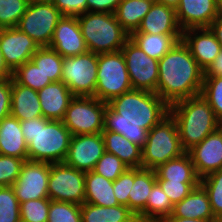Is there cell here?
Returning a JSON list of instances; mask_svg holds the SVG:
<instances>
[{"mask_svg":"<svg viewBox=\"0 0 222 222\" xmlns=\"http://www.w3.org/2000/svg\"><path fill=\"white\" fill-rule=\"evenodd\" d=\"M208 28L215 35L222 48V17H217Z\"/></svg>","mask_w":222,"mask_h":222,"instance_id":"681fc988","label":"cell"},{"mask_svg":"<svg viewBox=\"0 0 222 222\" xmlns=\"http://www.w3.org/2000/svg\"><path fill=\"white\" fill-rule=\"evenodd\" d=\"M175 11L182 31L189 28H208L218 17L216 0H180Z\"/></svg>","mask_w":222,"mask_h":222,"instance_id":"ac0fdd59","label":"cell"},{"mask_svg":"<svg viewBox=\"0 0 222 222\" xmlns=\"http://www.w3.org/2000/svg\"><path fill=\"white\" fill-rule=\"evenodd\" d=\"M30 0H0V29L16 27Z\"/></svg>","mask_w":222,"mask_h":222,"instance_id":"8d00e7d4","label":"cell"},{"mask_svg":"<svg viewBox=\"0 0 222 222\" xmlns=\"http://www.w3.org/2000/svg\"><path fill=\"white\" fill-rule=\"evenodd\" d=\"M133 222H162V221H158V220H144V219L136 218Z\"/></svg>","mask_w":222,"mask_h":222,"instance_id":"9f6ffc18","label":"cell"},{"mask_svg":"<svg viewBox=\"0 0 222 222\" xmlns=\"http://www.w3.org/2000/svg\"><path fill=\"white\" fill-rule=\"evenodd\" d=\"M62 16H79L87 12V0H56L54 4Z\"/></svg>","mask_w":222,"mask_h":222,"instance_id":"f6af8a7d","label":"cell"},{"mask_svg":"<svg viewBox=\"0 0 222 222\" xmlns=\"http://www.w3.org/2000/svg\"><path fill=\"white\" fill-rule=\"evenodd\" d=\"M201 95L207 100L215 117L222 123V77L204 76Z\"/></svg>","mask_w":222,"mask_h":222,"instance_id":"d590c367","label":"cell"},{"mask_svg":"<svg viewBox=\"0 0 222 222\" xmlns=\"http://www.w3.org/2000/svg\"><path fill=\"white\" fill-rule=\"evenodd\" d=\"M153 2V0H122L114 13L115 17L130 35L139 28Z\"/></svg>","mask_w":222,"mask_h":222,"instance_id":"4dcf8cb0","label":"cell"},{"mask_svg":"<svg viewBox=\"0 0 222 222\" xmlns=\"http://www.w3.org/2000/svg\"><path fill=\"white\" fill-rule=\"evenodd\" d=\"M105 152L102 133L72 135L64 163L77 170L92 171Z\"/></svg>","mask_w":222,"mask_h":222,"instance_id":"5bb4252c","label":"cell"},{"mask_svg":"<svg viewBox=\"0 0 222 222\" xmlns=\"http://www.w3.org/2000/svg\"><path fill=\"white\" fill-rule=\"evenodd\" d=\"M183 153L177 122L169 113L148 131L142 148L141 168L155 170Z\"/></svg>","mask_w":222,"mask_h":222,"instance_id":"8992f818","label":"cell"},{"mask_svg":"<svg viewBox=\"0 0 222 222\" xmlns=\"http://www.w3.org/2000/svg\"><path fill=\"white\" fill-rule=\"evenodd\" d=\"M217 16L222 17V0H216Z\"/></svg>","mask_w":222,"mask_h":222,"instance_id":"db71d44e","label":"cell"},{"mask_svg":"<svg viewBox=\"0 0 222 222\" xmlns=\"http://www.w3.org/2000/svg\"><path fill=\"white\" fill-rule=\"evenodd\" d=\"M47 222H82L81 205L50 200Z\"/></svg>","mask_w":222,"mask_h":222,"instance_id":"f35d334b","label":"cell"},{"mask_svg":"<svg viewBox=\"0 0 222 222\" xmlns=\"http://www.w3.org/2000/svg\"><path fill=\"white\" fill-rule=\"evenodd\" d=\"M156 183L155 170L131 168V190L129 192L128 208L137 218L147 220L148 195Z\"/></svg>","mask_w":222,"mask_h":222,"instance_id":"ffe728a7","label":"cell"},{"mask_svg":"<svg viewBox=\"0 0 222 222\" xmlns=\"http://www.w3.org/2000/svg\"><path fill=\"white\" fill-rule=\"evenodd\" d=\"M147 220L164 221L172 214L173 205L170 198L163 189L156 183L148 195Z\"/></svg>","mask_w":222,"mask_h":222,"instance_id":"836d02e7","label":"cell"},{"mask_svg":"<svg viewBox=\"0 0 222 222\" xmlns=\"http://www.w3.org/2000/svg\"><path fill=\"white\" fill-rule=\"evenodd\" d=\"M130 39L149 57L160 60L177 42L182 34H147L133 32Z\"/></svg>","mask_w":222,"mask_h":222,"instance_id":"83f0119b","label":"cell"},{"mask_svg":"<svg viewBox=\"0 0 222 222\" xmlns=\"http://www.w3.org/2000/svg\"><path fill=\"white\" fill-rule=\"evenodd\" d=\"M77 19L88 51L95 54L121 51L130 39L113 13L85 12Z\"/></svg>","mask_w":222,"mask_h":222,"instance_id":"5b68a950","label":"cell"},{"mask_svg":"<svg viewBox=\"0 0 222 222\" xmlns=\"http://www.w3.org/2000/svg\"><path fill=\"white\" fill-rule=\"evenodd\" d=\"M131 190V168L125 170L119 178L113 181V192L119 203L128 207L129 192Z\"/></svg>","mask_w":222,"mask_h":222,"instance_id":"ee69618b","label":"cell"},{"mask_svg":"<svg viewBox=\"0 0 222 222\" xmlns=\"http://www.w3.org/2000/svg\"><path fill=\"white\" fill-rule=\"evenodd\" d=\"M134 90L157 91L158 60L149 57L131 39L121 49Z\"/></svg>","mask_w":222,"mask_h":222,"instance_id":"7c38bea8","label":"cell"},{"mask_svg":"<svg viewBox=\"0 0 222 222\" xmlns=\"http://www.w3.org/2000/svg\"><path fill=\"white\" fill-rule=\"evenodd\" d=\"M11 115L19 121L43 117L37 91L12 79Z\"/></svg>","mask_w":222,"mask_h":222,"instance_id":"d4e9b609","label":"cell"},{"mask_svg":"<svg viewBox=\"0 0 222 222\" xmlns=\"http://www.w3.org/2000/svg\"><path fill=\"white\" fill-rule=\"evenodd\" d=\"M105 151L116 155L128 168H141L142 148L125 138V136L102 131Z\"/></svg>","mask_w":222,"mask_h":222,"instance_id":"484cf974","label":"cell"},{"mask_svg":"<svg viewBox=\"0 0 222 222\" xmlns=\"http://www.w3.org/2000/svg\"><path fill=\"white\" fill-rule=\"evenodd\" d=\"M85 203L103 207L119 205L113 192V181L93 171L85 172Z\"/></svg>","mask_w":222,"mask_h":222,"instance_id":"4316f807","label":"cell"},{"mask_svg":"<svg viewBox=\"0 0 222 222\" xmlns=\"http://www.w3.org/2000/svg\"><path fill=\"white\" fill-rule=\"evenodd\" d=\"M62 14L55 5L30 0L26 12L16 26L28 34L39 47L49 46Z\"/></svg>","mask_w":222,"mask_h":222,"instance_id":"8fae6325","label":"cell"},{"mask_svg":"<svg viewBox=\"0 0 222 222\" xmlns=\"http://www.w3.org/2000/svg\"><path fill=\"white\" fill-rule=\"evenodd\" d=\"M200 185L208 194L214 217L222 222V169L201 178Z\"/></svg>","mask_w":222,"mask_h":222,"instance_id":"e575fe53","label":"cell"},{"mask_svg":"<svg viewBox=\"0 0 222 222\" xmlns=\"http://www.w3.org/2000/svg\"><path fill=\"white\" fill-rule=\"evenodd\" d=\"M12 77H6L0 82V121L11 115Z\"/></svg>","mask_w":222,"mask_h":222,"instance_id":"bcb514c9","label":"cell"},{"mask_svg":"<svg viewBox=\"0 0 222 222\" xmlns=\"http://www.w3.org/2000/svg\"><path fill=\"white\" fill-rule=\"evenodd\" d=\"M51 163L26 160L12 185L20 203L48 197V181Z\"/></svg>","mask_w":222,"mask_h":222,"instance_id":"4fadbf2b","label":"cell"},{"mask_svg":"<svg viewBox=\"0 0 222 222\" xmlns=\"http://www.w3.org/2000/svg\"><path fill=\"white\" fill-rule=\"evenodd\" d=\"M165 194L170 198L172 205L182 201L200 182H175L169 180H156Z\"/></svg>","mask_w":222,"mask_h":222,"instance_id":"7bdbcfd3","label":"cell"},{"mask_svg":"<svg viewBox=\"0 0 222 222\" xmlns=\"http://www.w3.org/2000/svg\"><path fill=\"white\" fill-rule=\"evenodd\" d=\"M25 161L22 158L0 155V187L14 184Z\"/></svg>","mask_w":222,"mask_h":222,"instance_id":"b9f144b4","label":"cell"},{"mask_svg":"<svg viewBox=\"0 0 222 222\" xmlns=\"http://www.w3.org/2000/svg\"><path fill=\"white\" fill-rule=\"evenodd\" d=\"M156 94L168 105L201 93L204 70L181 40L158 61Z\"/></svg>","mask_w":222,"mask_h":222,"instance_id":"7a4b0ae2","label":"cell"},{"mask_svg":"<svg viewBox=\"0 0 222 222\" xmlns=\"http://www.w3.org/2000/svg\"><path fill=\"white\" fill-rule=\"evenodd\" d=\"M49 198L29 200L20 203V217L22 222H47L49 213Z\"/></svg>","mask_w":222,"mask_h":222,"instance_id":"ab89813d","label":"cell"},{"mask_svg":"<svg viewBox=\"0 0 222 222\" xmlns=\"http://www.w3.org/2000/svg\"><path fill=\"white\" fill-rule=\"evenodd\" d=\"M122 0H87V12L115 13Z\"/></svg>","mask_w":222,"mask_h":222,"instance_id":"7dc6e473","label":"cell"},{"mask_svg":"<svg viewBox=\"0 0 222 222\" xmlns=\"http://www.w3.org/2000/svg\"><path fill=\"white\" fill-rule=\"evenodd\" d=\"M31 61L42 71L46 78L58 82L62 76L63 57L54 49L39 47Z\"/></svg>","mask_w":222,"mask_h":222,"instance_id":"1f68e13d","label":"cell"},{"mask_svg":"<svg viewBox=\"0 0 222 222\" xmlns=\"http://www.w3.org/2000/svg\"><path fill=\"white\" fill-rule=\"evenodd\" d=\"M156 180H169L175 182H200L188 152L168 160L155 169Z\"/></svg>","mask_w":222,"mask_h":222,"instance_id":"f1b7e54d","label":"cell"},{"mask_svg":"<svg viewBox=\"0 0 222 222\" xmlns=\"http://www.w3.org/2000/svg\"><path fill=\"white\" fill-rule=\"evenodd\" d=\"M128 167L116 155L105 152L93 168V172L115 181Z\"/></svg>","mask_w":222,"mask_h":222,"instance_id":"60d3db41","label":"cell"},{"mask_svg":"<svg viewBox=\"0 0 222 222\" xmlns=\"http://www.w3.org/2000/svg\"><path fill=\"white\" fill-rule=\"evenodd\" d=\"M48 47L54 49L62 57L88 52L77 17L62 16L59 19Z\"/></svg>","mask_w":222,"mask_h":222,"instance_id":"e0dca14e","label":"cell"},{"mask_svg":"<svg viewBox=\"0 0 222 222\" xmlns=\"http://www.w3.org/2000/svg\"><path fill=\"white\" fill-rule=\"evenodd\" d=\"M48 197L54 201L82 205L85 202V172L64 162L51 163Z\"/></svg>","mask_w":222,"mask_h":222,"instance_id":"30bf717a","label":"cell"},{"mask_svg":"<svg viewBox=\"0 0 222 222\" xmlns=\"http://www.w3.org/2000/svg\"><path fill=\"white\" fill-rule=\"evenodd\" d=\"M6 77L0 72V82H2Z\"/></svg>","mask_w":222,"mask_h":222,"instance_id":"6f0895ef","label":"cell"},{"mask_svg":"<svg viewBox=\"0 0 222 222\" xmlns=\"http://www.w3.org/2000/svg\"><path fill=\"white\" fill-rule=\"evenodd\" d=\"M134 32L147 34H182L176 19L174 8L161 3H155L142 19L139 28Z\"/></svg>","mask_w":222,"mask_h":222,"instance_id":"7402d4cb","label":"cell"},{"mask_svg":"<svg viewBox=\"0 0 222 222\" xmlns=\"http://www.w3.org/2000/svg\"><path fill=\"white\" fill-rule=\"evenodd\" d=\"M42 115L48 120H62L74 98L73 93L62 81L52 82L37 91Z\"/></svg>","mask_w":222,"mask_h":222,"instance_id":"44dd1931","label":"cell"},{"mask_svg":"<svg viewBox=\"0 0 222 222\" xmlns=\"http://www.w3.org/2000/svg\"><path fill=\"white\" fill-rule=\"evenodd\" d=\"M181 40L189 48L191 55L204 71L222 49L209 28L186 29L182 31Z\"/></svg>","mask_w":222,"mask_h":222,"instance_id":"d6986e66","label":"cell"},{"mask_svg":"<svg viewBox=\"0 0 222 222\" xmlns=\"http://www.w3.org/2000/svg\"><path fill=\"white\" fill-rule=\"evenodd\" d=\"M168 114L169 105L156 93L132 89L107 104L103 131L119 133L143 148L148 131Z\"/></svg>","mask_w":222,"mask_h":222,"instance_id":"6da1fadb","label":"cell"},{"mask_svg":"<svg viewBox=\"0 0 222 222\" xmlns=\"http://www.w3.org/2000/svg\"><path fill=\"white\" fill-rule=\"evenodd\" d=\"M153 1L155 3H161V4H164L166 6L176 9L180 0H153Z\"/></svg>","mask_w":222,"mask_h":222,"instance_id":"f5cc1de1","label":"cell"},{"mask_svg":"<svg viewBox=\"0 0 222 222\" xmlns=\"http://www.w3.org/2000/svg\"><path fill=\"white\" fill-rule=\"evenodd\" d=\"M0 155L28 160L20 121L12 115L0 121Z\"/></svg>","mask_w":222,"mask_h":222,"instance_id":"603a6c76","label":"cell"},{"mask_svg":"<svg viewBox=\"0 0 222 222\" xmlns=\"http://www.w3.org/2000/svg\"><path fill=\"white\" fill-rule=\"evenodd\" d=\"M132 89L122 51L98 54L95 97L109 103Z\"/></svg>","mask_w":222,"mask_h":222,"instance_id":"52a82bcc","label":"cell"},{"mask_svg":"<svg viewBox=\"0 0 222 222\" xmlns=\"http://www.w3.org/2000/svg\"><path fill=\"white\" fill-rule=\"evenodd\" d=\"M11 77L17 84L30 87L35 91H39L52 83L50 78H46L42 71L31 60L16 68L12 72Z\"/></svg>","mask_w":222,"mask_h":222,"instance_id":"d6a6232c","label":"cell"},{"mask_svg":"<svg viewBox=\"0 0 222 222\" xmlns=\"http://www.w3.org/2000/svg\"><path fill=\"white\" fill-rule=\"evenodd\" d=\"M188 153L200 179L222 169V126L205 137Z\"/></svg>","mask_w":222,"mask_h":222,"instance_id":"2e32d148","label":"cell"},{"mask_svg":"<svg viewBox=\"0 0 222 222\" xmlns=\"http://www.w3.org/2000/svg\"><path fill=\"white\" fill-rule=\"evenodd\" d=\"M169 113L177 122L181 146L185 152L222 126L201 93L169 105Z\"/></svg>","mask_w":222,"mask_h":222,"instance_id":"277c9868","label":"cell"},{"mask_svg":"<svg viewBox=\"0 0 222 222\" xmlns=\"http://www.w3.org/2000/svg\"><path fill=\"white\" fill-rule=\"evenodd\" d=\"M98 54L86 52L63 57L62 81L74 96H94L97 82Z\"/></svg>","mask_w":222,"mask_h":222,"instance_id":"9c48e42d","label":"cell"},{"mask_svg":"<svg viewBox=\"0 0 222 222\" xmlns=\"http://www.w3.org/2000/svg\"><path fill=\"white\" fill-rule=\"evenodd\" d=\"M20 204L12 186L0 187V222H20Z\"/></svg>","mask_w":222,"mask_h":222,"instance_id":"74e56055","label":"cell"},{"mask_svg":"<svg viewBox=\"0 0 222 222\" xmlns=\"http://www.w3.org/2000/svg\"><path fill=\"white\" fill-rule=\"evenodd\" d=\"M137 216L126 206H98L90 203L81 205L82 222H133Z\"/></svg>","mask_w":222,"mask_h":222,"instance_id":"f546056e","label":"cell"},{"mask_svg":"<svg viewBox=\"0 0 222 222\" xmlns=\"http://www.w3.org/2000/svg\"><path fill=\"white\" fill-rule=\"evenodd\" d=\"M163 222H219L218 220H200L192 218L167 217Z\"/></svg>","mask_w":222,"mask_h":222,"instance_id":"f907efd6","label":"cell"},{"mask_svg":"<svg viewBox=\"0 0 222 222\" xmlns=\"http://www.w3.org/2000/svg\"><path fill=\"white\" fill-rule=\"evenodd\" d=\"M32 1H35L38 3H44V4H52V5H54L56 2V0H32Z\"/></svg>","mask_w":222,"mask_h":222,"instance_id":"11a10c76","label":"cell"},{"mask_svg":"<svg viewBox=\"0 0 222 222\" xmlns=\"http://www.w3.org/2000/svg\"><path fill=\"white\" fill-rule=\"evenodd\" d=\"M107 104L94 96H74L62 122L72 135L102 133Z\"/></svg>","mask_w":222,"mask_h":222,"instance_id":"ba28073f","label":"cell"},{"mask_svg":"<svg viewBox=\"0 0 222 222\" xmlns=\"http://www.w3.org/2000/svg\"><path fill=\"white\" fill-rule=\"evenodd\" d=\"M0 49L6 67L13 72L30 61L39 49V45L17 27L0 29Z\"/></svg>","mask_w":222,"mask_h":222,"instance_id":"9a60e30c","label":"cell"},{"mask_svg":"<svg viewBox=\"0 0 222 222\" xmlns=\"http://www.w3.org/2000/svg\"><path fill=\"white\" fill-rule=\"evenodd\" d=\"M169 217L217 220L212 213L208 194L200 184L173 206Z\"/></svg>","mask_w":222,"mask_h":222,"instance_id":"cb8c5ba5","label":"cell"},{"mask_svg":"<svg viewBox=\"0 0 222 222\" xmlns=\"http://www.w3.org/2000/svg\"><path fill=\"white\" fill-rule=\"evenodd\" d=\"M0 72L5 76H11L12 72L6 67L5 62H4V58H3V54L1 52L0 49Z\"/></svg>","mask_w":222,"mask_h":222,"instance_id":"816d5d0a","label":"cell"},{"mask_svg":"<svg viewBox=\"0 0 222 222\" xmlns=\"http://www.w3.org/2000/svg\"><path fill=\"white\" fill-rule=\"evenodd\" d=\"M204 76L222 77V49L214 61L204 71Z\"/></svg>","mask_w":222,"mask_h":222,"instance_id":"c3c4849f","label":"cell"},{"mask_svg":"<svg viewBox=\"0 0 222 222\" xmlns=\"http://www.w3.org/2000/svg\"><path fill=\"white\" fill-rule=\"evenodd\" d=\"M20 124L27 143L28 160L46 163L64 162L72 134L62 120L36 117L20 121Z\"/></svg>","mask_w":222,"mask_h":222,"instance_id":"3957f363","label":"cell"}]
</instances>
